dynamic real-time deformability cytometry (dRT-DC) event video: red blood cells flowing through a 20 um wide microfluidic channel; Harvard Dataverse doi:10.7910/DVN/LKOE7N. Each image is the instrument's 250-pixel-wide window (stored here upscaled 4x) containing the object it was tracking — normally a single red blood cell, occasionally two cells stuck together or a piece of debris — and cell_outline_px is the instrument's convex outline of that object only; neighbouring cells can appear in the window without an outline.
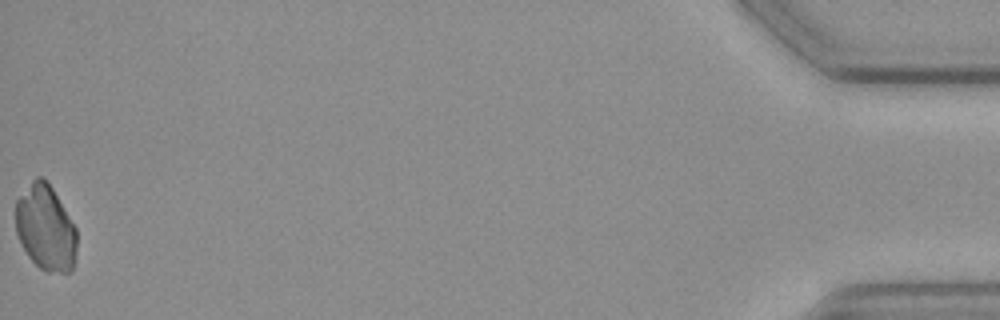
{"species": "common noctule bat (a hibernating species)", "species_latin": "Nyctalus noctula", "temperature_condition": "cold", "stored_images_in_passage": 46, "camera_frame_rate_fps": 3000, "um_per_image_px": 0.085, "animal": {"sex": "female", "body_mass_g": 19.3, "forearm_length_mm": 54.1}, "frame": {"image": 1, "passage_image": 46, "time_ms": 15.0, "image_size_px": [1000, 320], "cell_outline_px": [[76, 252], [72, 272], [48, 272], [40, 268], [28, 256], [20, 244], [16, 232], [16, 200], [32, 180], [36, 176], [44, 176], [52, 188], [76, 228]], "centroid_in_image_um": [3.87, 19.37], "position_along_channel_um": 431.3, "area_um2": 30.52}}